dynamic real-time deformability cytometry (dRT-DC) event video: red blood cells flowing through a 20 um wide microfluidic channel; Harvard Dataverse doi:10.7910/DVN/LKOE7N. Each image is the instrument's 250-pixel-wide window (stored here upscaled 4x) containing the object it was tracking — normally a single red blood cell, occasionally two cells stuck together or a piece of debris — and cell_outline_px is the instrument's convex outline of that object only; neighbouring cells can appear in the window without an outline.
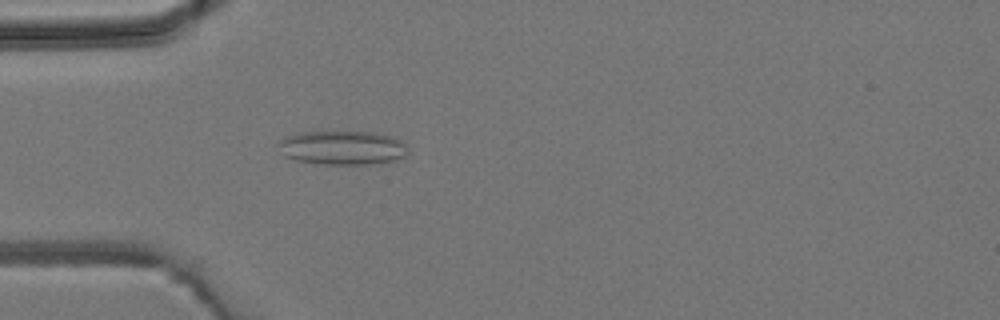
{"species": "common noctule bat (a hibernating species)", "species_latin": "Nyctalus noctula", "temperature_condition": "room temperature", "stored_images_in_passage": 3, "camera_frame_rate_fps": 3000, "um_per_image_px": 0.085, "animal": {"sex": "male", "body_mass_g": 19.2, "forearm_length_mm": 51.8}, "frame": {"image": 1, "passage_image": 3, "time_ms": 3.0, "image_size_px": [1000, 320], "cell_outline_px": [[408, 156], [396, 160], [368, 164], [324, 164], [296, 160], [284, 156], [276, 144], [284, 136], [300, 132], [372, 132], [396, 136], [404, 144], [408, 152]], "centroid_in_image_um": [29.11, 12.55], "position_along_channel_um": 55.9, "area_um2": 25.89}}